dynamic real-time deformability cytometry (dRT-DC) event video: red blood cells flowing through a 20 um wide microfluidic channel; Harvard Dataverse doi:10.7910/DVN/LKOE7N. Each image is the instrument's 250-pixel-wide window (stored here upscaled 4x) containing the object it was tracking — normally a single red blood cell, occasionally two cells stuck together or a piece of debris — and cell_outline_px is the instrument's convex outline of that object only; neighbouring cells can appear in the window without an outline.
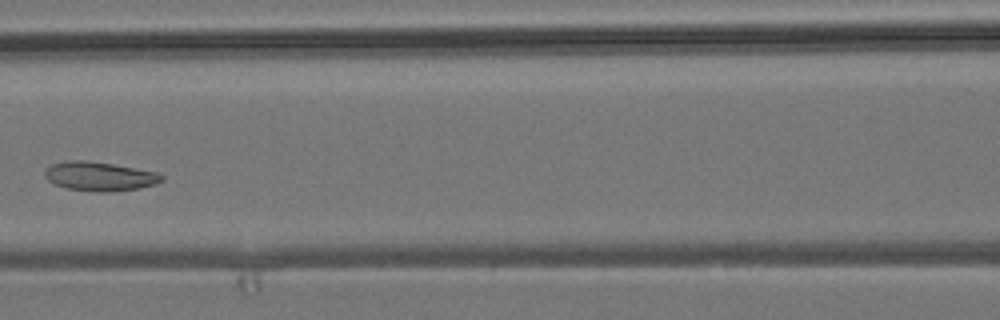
{"species": "common noctule bat (a hibernating species)", "species_latin": "Nyctalus noctula", "temperature_condition": "room temperature", "stored_images_in_passage": 5, "camera_frame_rate_fps": 3000, "um_per_image_px": 0.085, "animal": {"sex": "male", "body_mass_g": 19.2, "forearm_length_mm": 51.8}, "frame": {"image": 1, "passage_image": 5, "time_ms": 4.667, "image_size_px": [1000, 320], "cell_outline_px": [[164, 180], [156, 184], [140, 188], [108, 192], [100, 192], [68, 188], [56, 184], [48, 180], [44, 176], [44, 172], [52, 164], [68, 160], [88, 160], [112, 164], [156, 172], [164, 176]], "centroid_in_image_um": [8.49, 14.98], "position_along_channel_um": 158.1, "area_um2": 19.65}}